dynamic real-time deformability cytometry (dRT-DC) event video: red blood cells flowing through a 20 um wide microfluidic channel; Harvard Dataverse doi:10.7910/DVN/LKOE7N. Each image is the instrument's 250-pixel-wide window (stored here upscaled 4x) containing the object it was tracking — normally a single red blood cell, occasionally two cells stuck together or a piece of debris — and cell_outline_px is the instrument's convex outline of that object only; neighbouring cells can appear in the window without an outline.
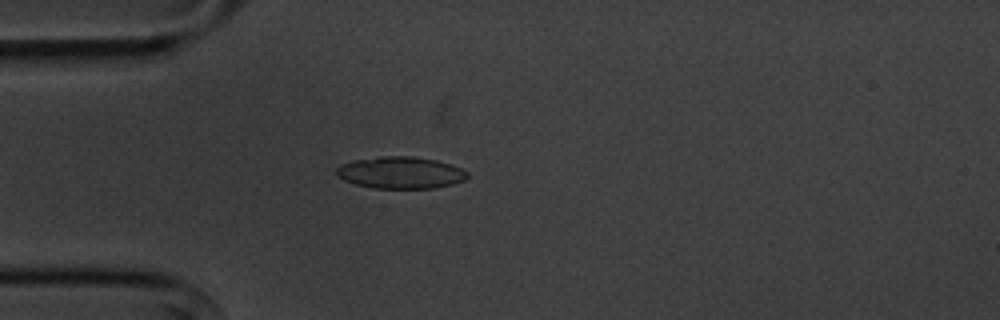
{"species": "common noctule bat (a hibernating species)", "species_latin": "Nyctalus noctula", "temperature_condition": "cold", "stored_images_in_passage": 6, "camera_frame_rate_fps": 3000, "um_per_image_px": 0.085, "animal": {"sex": "male", "body_mass_g": 20.1, "forearm_length_mm": 53.5}, "frame": {"image": 1, "passage_image": 5, "time_ms": 4.667, "image_size_px": [1000, 320], "cell_outline_px": [[468, 176], [464, 180], [452, 184], [432, 188], [372, 188], [356, 184], [344, 180], [336, 176], [336, 168], [340, 164], [356, 160], [380, 156], [412, 156], [436, 160], [452, 164], [468, 172]], "centroid_in_image_um": [34.04, 14.67], "position_along_channel_um": 51.0, "area_um2": 24.33}}